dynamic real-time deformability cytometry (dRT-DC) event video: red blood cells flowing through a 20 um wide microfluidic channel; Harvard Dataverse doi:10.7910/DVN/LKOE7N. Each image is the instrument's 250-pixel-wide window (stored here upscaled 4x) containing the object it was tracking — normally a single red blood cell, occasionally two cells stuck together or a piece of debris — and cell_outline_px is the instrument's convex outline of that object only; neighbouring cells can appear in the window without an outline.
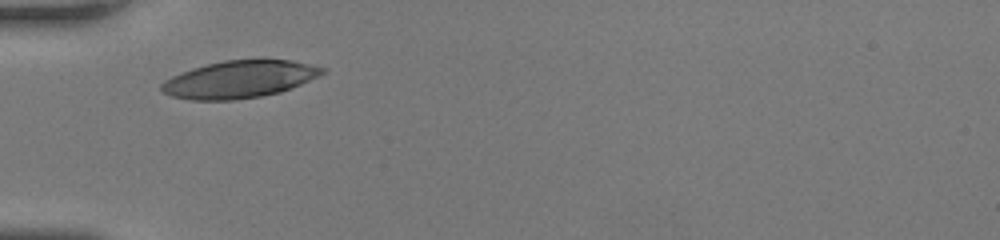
{"species": "human", "species_latin": "Homo sapiens", "temperature_condition": "room temperature", "stored_images_in_passage": 25, "camera_frame_rate_fps": 3000, "um_per_image_px": 0.085, "donor": {"sex": "female"}, "frame": {"image": 1, "passage_image": 1, "time_ms": 0.0, "image_size_px": [1000, 240], "cell_outline_px": [[328, 68], [324, 72], [292, 88], [280, 92], [260, 96], [236, 100], [188, 100], [172, 96], [164, 92], [160, 88], [160, 84], [164, 80], [172, 76], [192, 68], [224, 60], [292, 60]], "centroid_in_image_um": [20.32, 6.75], "position_along_channel_um": 64.7, "area_um2": 34.74}}
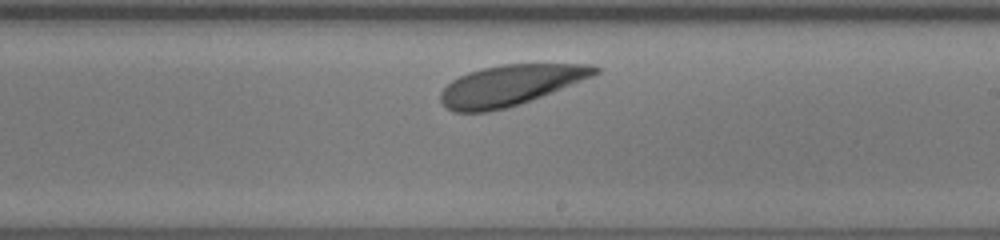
{"frame": {"image": 2, "passage_image": 15, "time_ms": 4.667, "image_size_px": [1000, 240], "cell_outline_px": [[600, 72], [592, 76], [552, 92], [520, 104], [488, 112], [452, 112], [440, 100], [440, 92], [452, 80], [468, 72], [484, 68], [504, 64], [592, 64], [600, 68]], "centroid_in_image_um": [43.36, 7.24], "position_along_channel_um": 245.6, "area_um2": 36.13}}
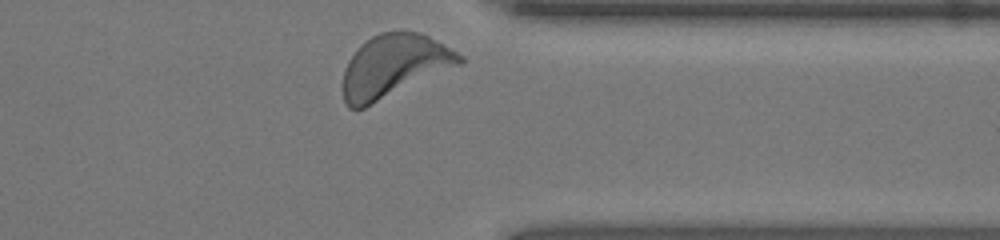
{"frame": {"image": 3, "passage_image": 25, "time_ms": 8.0, "image_size_px": [1000, 240], "cell_outline_px": [[464, 60], [460, 64], [364, 108], [348, 108], [344, 100], [344, 68], [348, 60], [360, 44], [372, 36], [380, 32], [420, 32], [428, 36], [464, 56]], "centroid_in_image_um": [33.46, 5.6], "position_along_channel_um": 377.9, "area_um2": 41.96}, "authors_computed_cell_mechanics": {"area_um2": 36.1828, "velocity_mm_per_s": 3.9824, "shape_relaxation_time_tau1_ms": 0.8221, "shape_relaxation_time_tau2_ms": 5.9295, "deformation_change_tau1": 0.0631, "deformation_change_tau2": 0.1168}}